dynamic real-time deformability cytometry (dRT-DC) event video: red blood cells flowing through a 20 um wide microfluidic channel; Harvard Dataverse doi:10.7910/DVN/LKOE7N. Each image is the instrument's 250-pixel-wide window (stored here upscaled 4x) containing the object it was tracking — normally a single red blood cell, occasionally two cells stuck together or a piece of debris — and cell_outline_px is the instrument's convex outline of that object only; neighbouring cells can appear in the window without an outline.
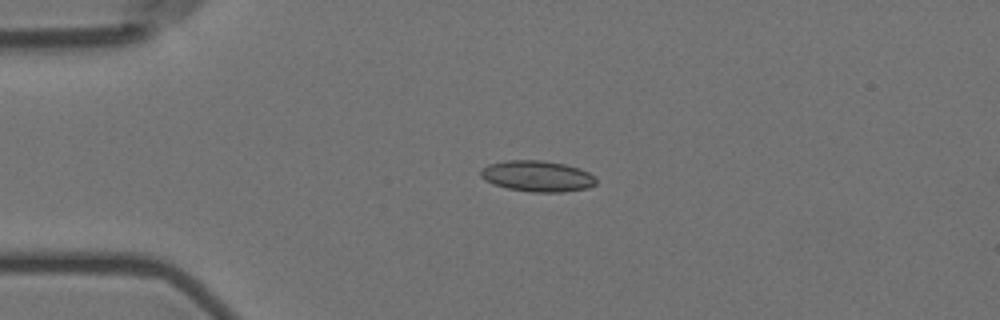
{"species": "Egyptian fruit bat (a non-hibernating species)", "species_latin": "Rousettus aegyptiacus", "temperature_condition": "room temperature", "stored_images_in_passage": 4, "segment_of_instrument_passage": [1, 2], "camera_frame_rate_fps": 3000, "um_per_image_px": 0.085, "animal": {"sex": "female"}, "frame": {"image": 1, "passage_image": 3, "time_ms": 0.667, "image_size_px": [1000, 320], "cell_outline_px": [[596, 184], [588, 188], [564, 192], [532, 192], [508, 188], [492, 184], [484, 180], [480, 176], [480, 172], [488, 164], [504, 160], [544, 160], [564, 164], [580, 168], [596, 176]], "centroid_in_image_um": [45.68, 14.97], "position_along_channel_um": 39.3, "area_um2": 21.04}}